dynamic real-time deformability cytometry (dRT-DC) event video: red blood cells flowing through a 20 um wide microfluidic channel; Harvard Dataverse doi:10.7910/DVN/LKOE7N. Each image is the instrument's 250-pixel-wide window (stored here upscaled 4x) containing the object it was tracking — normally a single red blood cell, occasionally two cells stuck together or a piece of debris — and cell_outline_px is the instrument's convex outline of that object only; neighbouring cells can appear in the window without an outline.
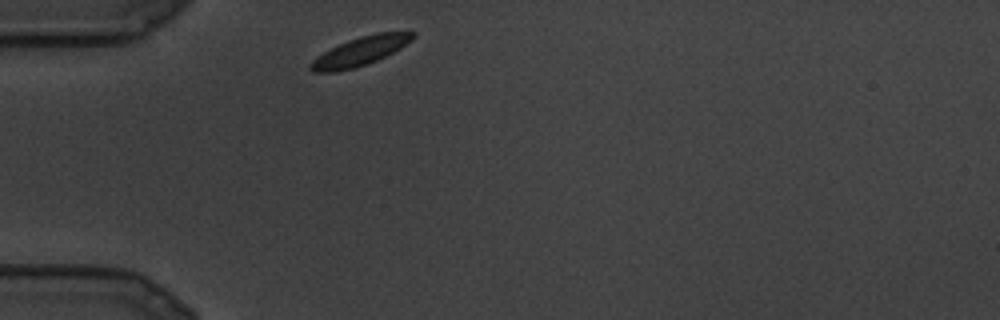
{"species": "common noctule bat (a hibernating species)", "species_latin": "Nyctalus noctula", "temperature_condition": "cold", "stored_images_in_passage": 14, "camera_frame_rate_fps": 3000, "um_per_image_px": 0.085, "animal": {"sex": "male", "body_mass_g": 19.5, "forearm_length_mm": 54.6}, "frame": {"image": 1, "passage_image": 1, "time_ms": 0.0, "image_size_px": [1000, 320], "cell_outline_px": [[416, 36], [412, 40], [400, 48], [376, 60], [352, 68], [336, 72], [312, 72], [308, 68], [308, 64], [312, 60], [324, 52], [348, 40], [360, 36], [376, 32], [416, 32]], "centroid_in_image_um": [30.6, 4.35], "position_along_channel_um": 54.4, "area_um2": 16.88}}
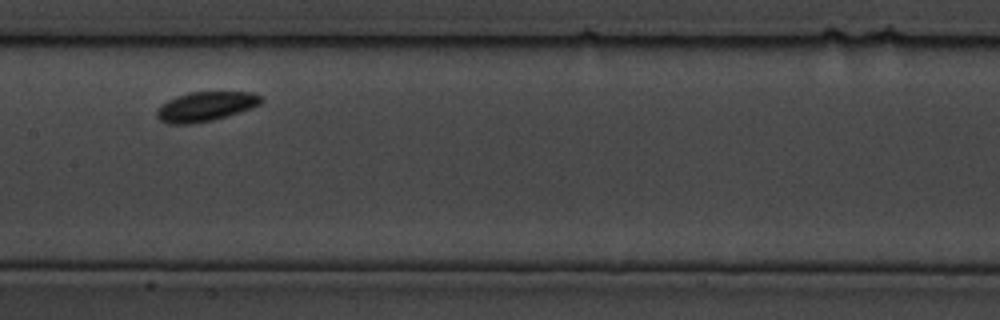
{"frame": {"image": 2, "passage_image": 7, "time_ms": 2.0, "image_size_px": [1000, 320], "cell_outline_px": [[264, 100], [260, 104], [252, 108], [212, 120], [192, 124], [168, 124], [160, 120], [156, 116], [156, 112], [168, 100], [192, 92], [252, 92], [260, 96]], "centroid_in_image_um": [17.5, 9.06], "position_along_channel_um": 189.9, "area_um2": 17.63}}
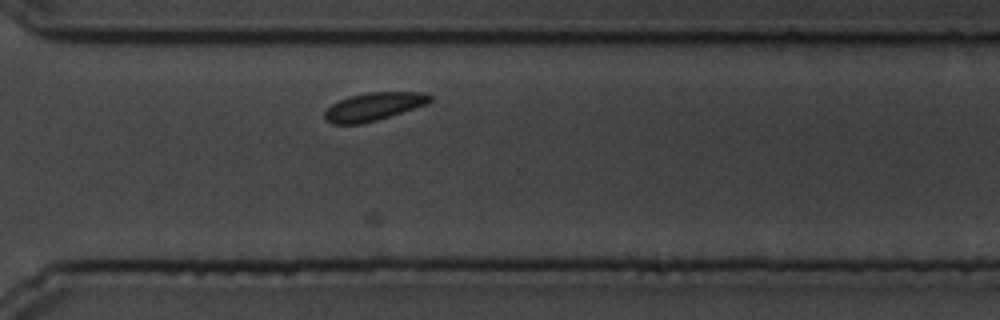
{"frame": {"image": 3, "passage_image": 14, "time_ms": 4.333, "image_size_px": [1000, 320], "cell_outline_px": [[432, 100], [428, 104], [376, 120], [360, 124], [332, 124], [324, 120], [324, 112], [332, 104], [340, 100], [352, 96], [368, 92], [424, 92], [432, 96]], "centroid_in_image_um": [31.77, 9.06], "position_along_channel_um": 338.8, "area_um2": 17.11}}